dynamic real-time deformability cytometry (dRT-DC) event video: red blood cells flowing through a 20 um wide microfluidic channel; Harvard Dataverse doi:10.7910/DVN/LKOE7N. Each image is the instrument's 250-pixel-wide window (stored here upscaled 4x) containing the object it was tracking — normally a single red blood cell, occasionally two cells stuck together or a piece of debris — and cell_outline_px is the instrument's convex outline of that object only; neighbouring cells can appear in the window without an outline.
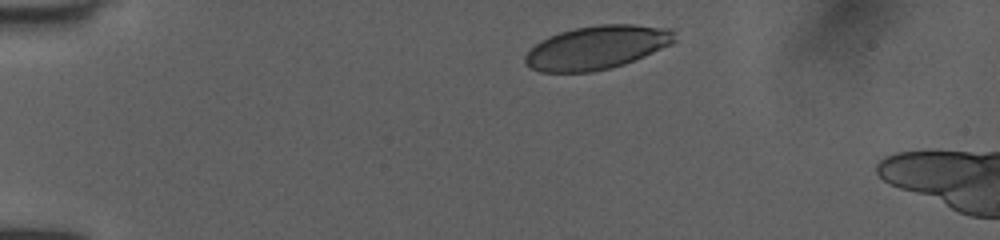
{"species": "human", "species_latin": "Homo sapiens", "temperature_condition": "room temperature", "stored_images_in_passage": 7, "camera_frame_rate_fps": 3000, "um_per_image_px": 0.085, "donor": {"sex": "female"}, "frame": {"image": 1, "passage_image": 1, "time_ms": 0.0, "image_size_px": [1000, 240], "cell_outline_px": [[676, 40], [672, 44], [644, 56], [624, 64], [592, 72], [540, 72], [528, 68], [524, 64], [524, 56], [540, 40], [548, 36], [560, 32], [576, 28], [600, 24], [632, 24], [672, 28], [676, 32]], "centroid_in_image_um": [50.74, 4.03], "position_along_channel_um": 34.3, "area_um2": 38.15}}